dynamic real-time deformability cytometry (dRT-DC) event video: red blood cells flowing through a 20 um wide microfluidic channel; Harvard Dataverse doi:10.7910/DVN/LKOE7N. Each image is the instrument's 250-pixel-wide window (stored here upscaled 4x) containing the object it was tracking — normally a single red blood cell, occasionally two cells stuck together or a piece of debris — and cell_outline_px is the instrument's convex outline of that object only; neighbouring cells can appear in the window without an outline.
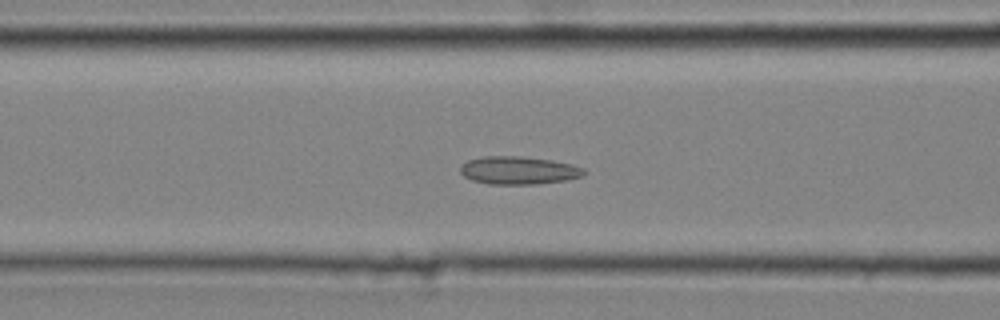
{"species": "common noctule bat (a hibernating species)", "species_latin": "Nyctalus noctula", "temperature_condition": "cold", "stored_images_in_passage": 29, "camera_frame_rate_fps": 3000, "um_per_image_px": 0.085, "animal": {"sex": "male", "body_mass_g": 20.4}, "frame": {"image": 1, "passage_image": 6, "time_ms": 1.667, "image_size_px": [1000, 320], "cell_outline_px": [[588, 172], [584, 176], [568, 180], [536, 184], [488, 184], [472, 180], [464, 176], [460, 172], [460, 164], [468, 160], [484, 156], [520, 156], [552, 160], [572, 164], [584, 168]], "centroid_in_image_um": [44.11, 14.48], "position_along_channel_um": 122.5, "area_um2": 20.4}}
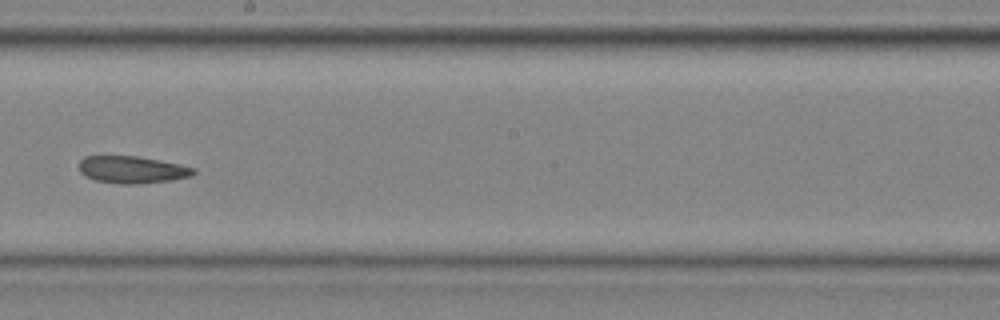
{"frame": {"image": 2, "passage_image": 14, "time_ms": 4.333, "image_size_px": [1000, 320], "cell_outline_px": [[196, 172], [192, 176], [172, 180], [136, 184], [120, 184], [96, 180], [80, 172], [80, 160], [84, 156], [136, 156], [180, 164], [196, 168]], "centroid_in_image_um": [11.27, 14.42], "position_along_channel_um": 236.9, "area_um2": 18.03}}
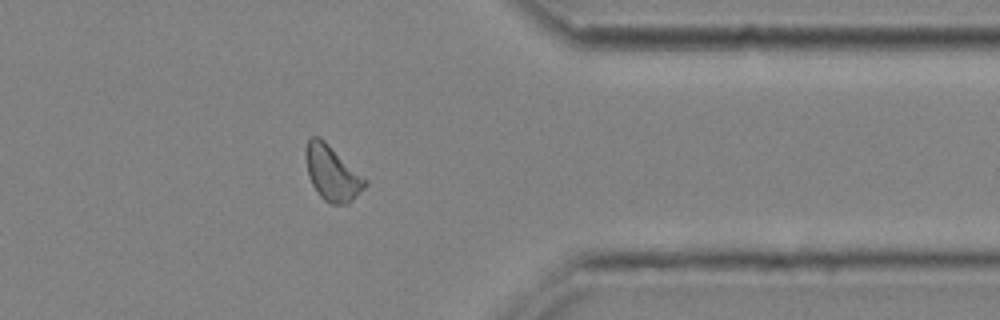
{"frame": {"image": 3, "passage_image": 25, "time_ms": 8.0, "image_size_px": [1000, 320], "cell_outline_px": [[368, 184], [348, 204], [332, 204], [324, 200], [320, 196], [312, 184], [308, 176], [304, 156], [304, 152], [308, 140], [312, 136], [316, 136], [324, 140], [368, 180]], "centroid_in_image_um": [28.22, 14.71], "position_along_channel_um": 383.2, "area_um2": 19.02}}